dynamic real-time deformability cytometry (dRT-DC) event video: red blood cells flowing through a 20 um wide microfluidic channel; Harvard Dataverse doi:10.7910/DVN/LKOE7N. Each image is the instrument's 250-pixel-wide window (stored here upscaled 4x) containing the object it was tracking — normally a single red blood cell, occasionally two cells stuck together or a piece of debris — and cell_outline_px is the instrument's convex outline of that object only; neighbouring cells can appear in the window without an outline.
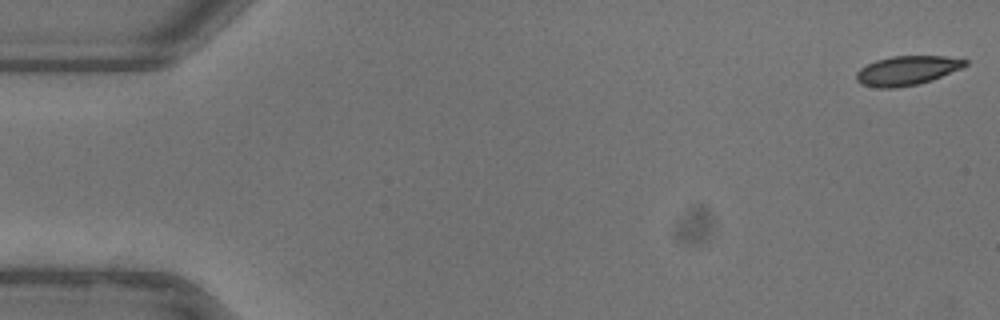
{"species": "common noctule bat (a hibernating species)", "species_latin": "Nyctalus noctula", "temperature_condition": "warm", "stored_images_in_passage": 17, "camera_frame_rate_fps": 3000, "um_per_image_px": 0.085, "animal": {"sex": "female"}, "frame": {"image": 1, "passage_image": 1, "time_ms": 0.0, "image_size_px": [1000, 320], "cell_outline_px": [[968, 64], [964, 68], [932, 80], [916, 84], [896, 88], [876, 88], [860, 84], [856, 80], [856, 72], [860, 68], [876, 60], [892, 56], [944, 56], [968, 60]], "centroid_in_image_um": [77.1, 6.0], "position_along_channel_um": 7.9, "area_um2": 18.73}}
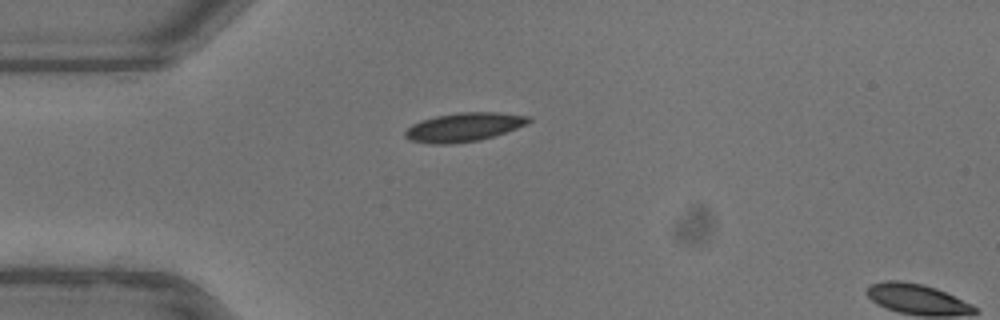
{"frame": {"image": 2, "passage_image": 14, "time_ms": 4.333, "image_size_px": [1000, 320], "cell_outline_px": [[532, 120], [528, 124], [480, 140], [452, 144], [428, 144], [408, 140], [404, 136], [404, 132], [412, 124], [420, 120], [436, 116], [456, 112], [496, 112], [528, 116]], "centroid_in_image_um": [39.38, 10.81], "position_along_channel_um": 45.6, "area_um2": 20.81}}